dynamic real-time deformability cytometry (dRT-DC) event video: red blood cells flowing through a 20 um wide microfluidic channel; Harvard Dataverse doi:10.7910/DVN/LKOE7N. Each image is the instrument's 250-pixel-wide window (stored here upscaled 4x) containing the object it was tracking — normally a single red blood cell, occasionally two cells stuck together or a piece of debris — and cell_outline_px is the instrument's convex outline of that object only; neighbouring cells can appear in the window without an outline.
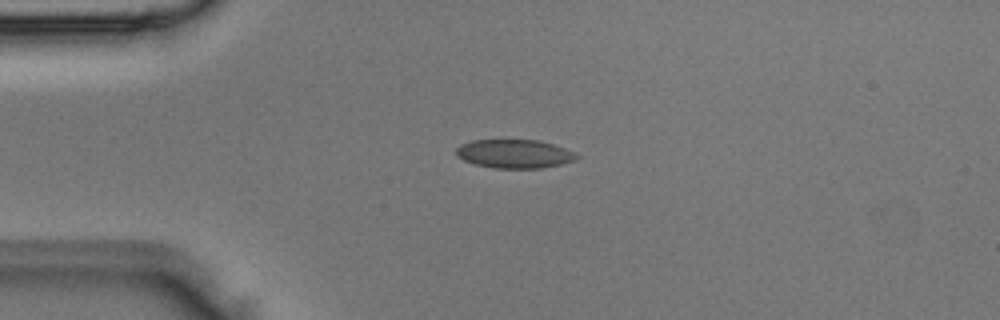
{"species": "Egyptian fruit bat (a non-hibernating species)", "species_latin": "Rousettus aegyptiacus", "temperature_condition": "room temperature", "stored_images_in_passage": 5, "camera_frame_rate_fps": 3000, "um_per_image_px": 0.085, "animal": {"sex": "male"}, "frame": {"image": 1, "passage_image": 2, "time_ms": 0.333, "image_size_px": [1000, 320], "cell_outline_px": [[580, 156], [576, 160], [560, 164], [540, 168], [492, 168], [476, 164], [464, 160], [456, 156], [456, 148], [460, 144], [472, 140], [540, 140], [564, 148]], "centroid_in_image_um": [43.7, 13.07], "position_along_channel_um": 41.3, "area_um2": 20.06}}
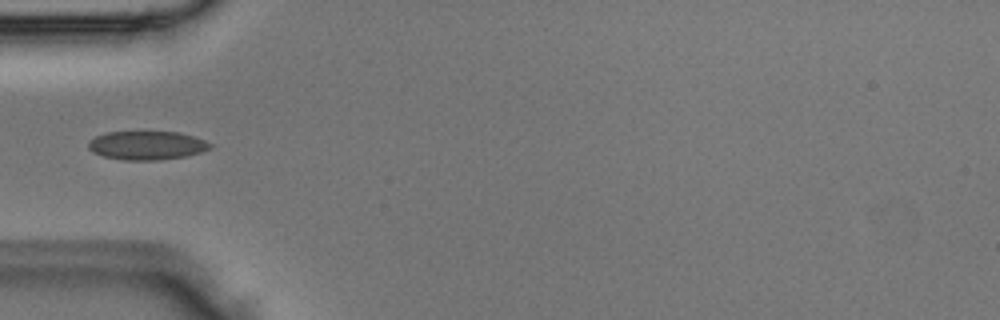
{"frame": {"image": 2, "passage_image": 3, "time_ms": 0.667, "image_size_px": [1000, 320], "cell_outline_px": [[212, 148], [200, 152], [184, 156], [160, 160], [124, 160], [104, 156], [92, 152], [88, 148], [88, 140], [96, 136], [108, 132], [180, 132], [204, 140], [212, 144]], "centroid_in_image_um": [12.46, 12.36], "position_along_channel_um": 72.5, "area_um2": 20.29}}
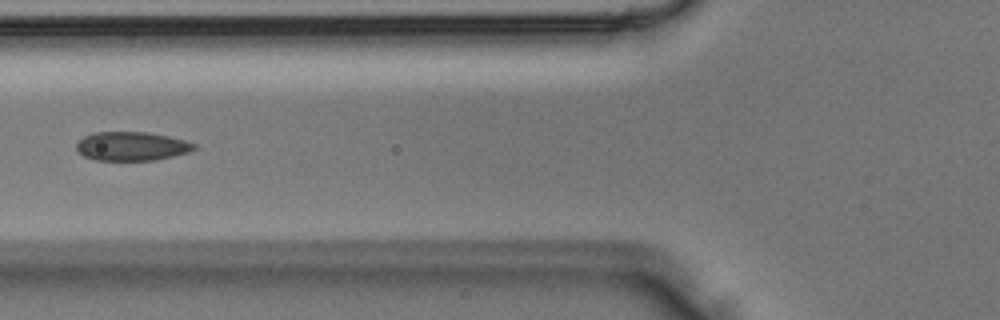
{"frame": {"image": 3, "passage_image": 4, "time_ms": 1.0, "image_size_px": [1000, 320], "cell_outline_px": [[200, 148], [188, 152], [156, 160], [96, 160], [84, 156], [76, 148], [76, 144], [84, 136], [96, 132], [148, 132], [168, 136], [184, 140], [196, 144]], "centroid_in_image_um": [11.23, 12.43], "position_along_channel_um": 114.6, "area_um2": 19.77}}